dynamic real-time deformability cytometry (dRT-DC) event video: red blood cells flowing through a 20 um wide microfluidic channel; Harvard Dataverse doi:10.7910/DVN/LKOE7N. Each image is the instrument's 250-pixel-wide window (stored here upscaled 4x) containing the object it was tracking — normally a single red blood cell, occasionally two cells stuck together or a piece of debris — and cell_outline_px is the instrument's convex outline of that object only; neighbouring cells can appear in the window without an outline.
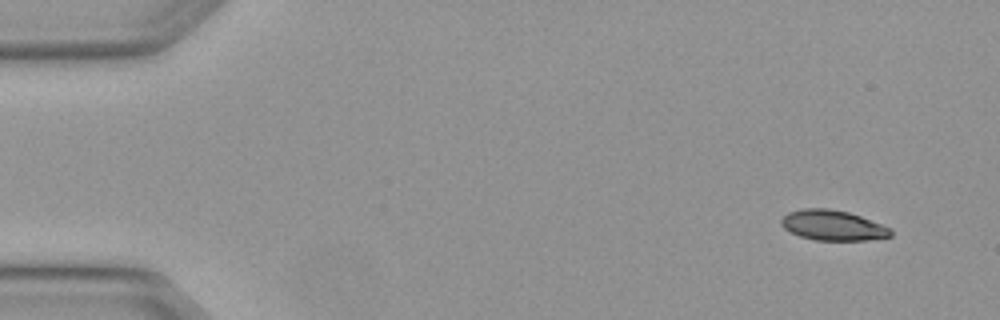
{"species": "Egyptian fruit bat (a non-hibernating species)", "species_latin": "Rousettus aegyptiacus", "temperature_condition": "warm", "stored_images_in_passage": 4, "camera_frame_rate_fps": 3000, "um_per_image_px": 0.085, "animal": {"sex": "female"}, "frame": {"image": 1, "passage_image": 1, "time_ms": 0.0, "image_size_px": [1000, 320], "cell_outline_px": [[892, 236], [868, 240], [816, 240], [800, 236], [784, 228], [780, 224], [780, 220], [788, 212], [804, 208], [828, 208], [848, 212], [860, 216], [892, 228]], "centroid_in_image_um": [70.8, 19.15], "position_along_channel_um": 14.2, "area_um2": 19.25}}
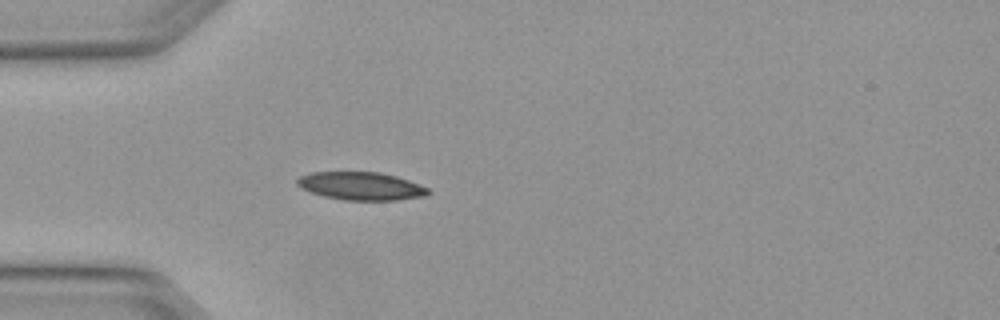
{"frame": {"image": 2, "passage_image": 4, "time_ms": 1.0, "image_size_px": [1000, 320], "cell_outline_px": [[432, 192], [428, 196], [396, 200], [344, 200], [324, 196], [300, 188], [296, 184], [296, 180], [300, 176], [312, 172], [380, 172], [396, 176], [408, 180], [428, 188]], "centroid_in_image_um": [30.71, 15.81], "position_along_channel_um": 54.3, "area_um2": 21.44}}